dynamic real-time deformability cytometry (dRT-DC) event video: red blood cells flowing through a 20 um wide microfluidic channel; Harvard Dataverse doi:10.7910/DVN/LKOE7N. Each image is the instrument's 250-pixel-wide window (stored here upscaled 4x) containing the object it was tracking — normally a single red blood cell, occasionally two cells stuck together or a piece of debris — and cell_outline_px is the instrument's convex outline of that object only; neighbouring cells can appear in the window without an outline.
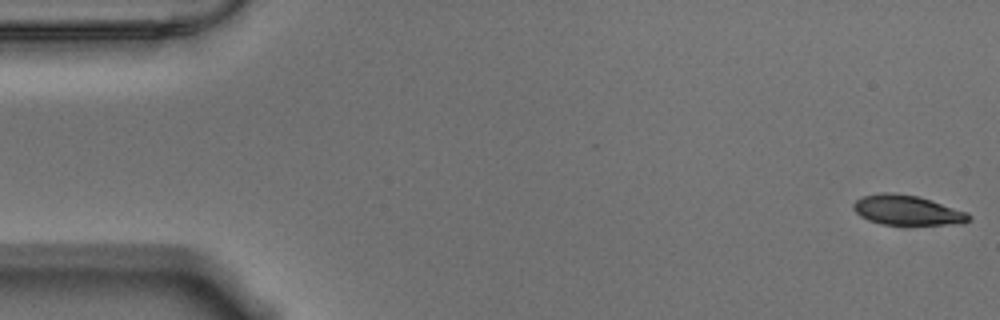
{"species": "Egyptian fruit bat (a non-hibernating species)", "species_latin": "Rousettus aegyptiacus", "temperature_condition": "warm", "stored_images_in_passage": 56, "camera_frame_rate_fps": 3000, "um_per_image_px": 0.085, "animal": {"sex": "male"}, "frame": {"image": 1, "passage_image": 1, "time_ms": 0.0, "image_size_px": [1000, 320], "cell_outline_px": [[972, 220], [964, 224], [880, 224], [868, 220], [860, 216], [852, 208], [852, 204], [856, 200], [864, 196], [880, 192], [896, 192], [920, 196], [968, 212], [972, 216]], "centroid_in_image_um": [77.14, 17.85], "position_along_channel_um": 7.9, "area_um2": 20.4}}
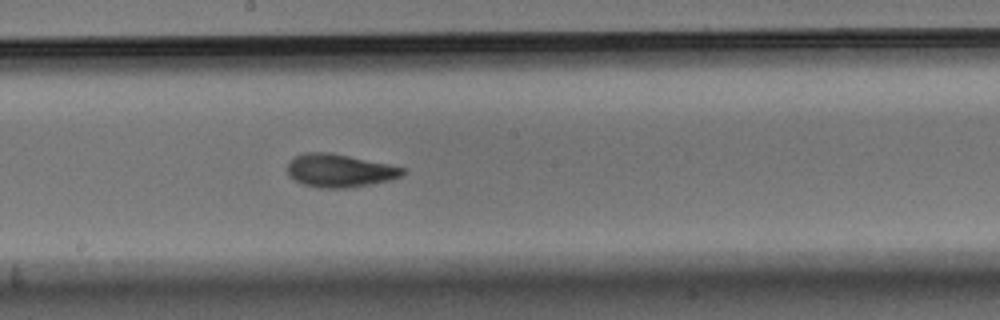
{"frame": {"image": 2, "passage_image": 30, "time_ms": 9.667, "image_size_px": [1000, 320], "cell_outline_px": [[404, 172], [400, 176], [388, 180], [348, 188], [320, 188], [304, 184], [288, 176], [288, 164], [296, 156], [304, 152], [328, 152], [388, 164], [404, 168]], "centroid_in_image_um": [28.83, 14.5], "position_along_channel_um": 219.4, "area_um2": 21.79}}
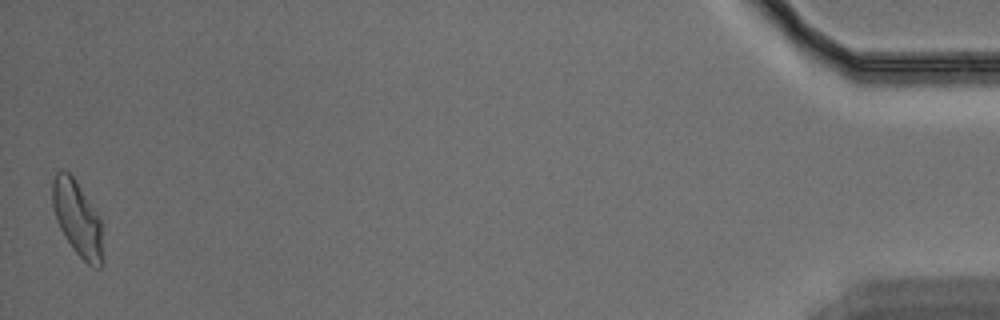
{"frame": {"image": 3, "passage_image": 56, "time_ms": 18.333, "image_size_px": [1000, 320], "cell_outline_px": [[104, 264], [100, 268], [92, 268], [72, 248], [64, 236], [56, 220], [52, 204], [52, 180], [56, 172], [60, 168], [64, 168], [72, 176], [100, 216], [104, 260]], "centroid_in_image_um": [6.59, 18.6], "position_along_channel_um": 428.6, "area_um2": 22.43}, "authors_computed_cell_mechanics": {"area_um2": 21.4438, "velocity_mm_per_s": 3.5345, "shape_relaxation_time_tau1_ms": 4.9706, "shape_relaxation_time_tau2_ms": 1.8229, "deformation_change_tau1": 0.1748, "deformation_change_tau2": 0.0741}}